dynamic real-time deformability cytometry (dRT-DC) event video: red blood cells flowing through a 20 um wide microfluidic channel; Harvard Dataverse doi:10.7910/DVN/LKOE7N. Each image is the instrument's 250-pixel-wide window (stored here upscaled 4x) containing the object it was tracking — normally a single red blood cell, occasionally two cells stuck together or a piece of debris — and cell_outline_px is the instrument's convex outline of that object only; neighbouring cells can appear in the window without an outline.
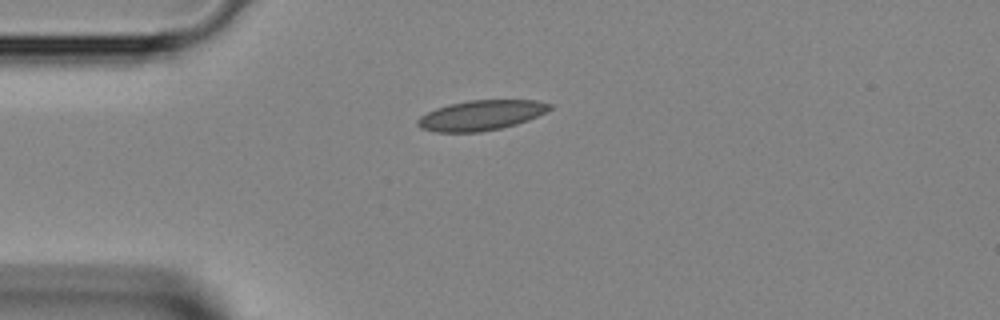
{"species": "Egyptian fruit bat (a non-hibernating species)", "species_latin": "Rousettus aegyptiacus", "temperature_condition": "room temperature", "stored_images_in_passage": 31, "camera_frame_rate_fps": 3000, "um_per_image_px": 0.085, "animal": {"sex": "female"}, "frame": {"image": 1, "passage_image": 2, "time_ms": 0.333, "image_size_px": [1000, 320], "cell_outline_px": [[552, 108], [528, 120], [516, 124], [500, 128], [480, 132], [436, 132], [420, 128], [416, 124], [416, 120], [420, 116], [436, 108], [448, 104], [468, 100], [536, 100], [552, 104]], "centroid_in_image_um": [40.85, 9.8], "position_along_channel_um": 44.1, "area_um2": 23.12}}
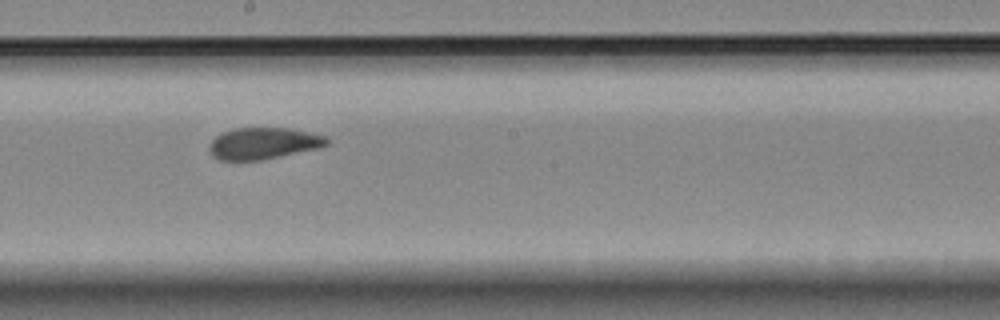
{"frame": {"image": 2, "passage_image": 15, "time_ms": 4.667, "image_size_px": [1000, 320], "cell_outline_px": [[328, 144], [320, 148], [260, 160], [220, 160], [212, 156], [208, 148], [208, 144], [216, 136], [224, 132], [236, 128], [288, 128], [328, 136]], "centroid_in_image_um": [22.39, 12.19], "position_along_channel_um": 225.8, "area_um2": 21.62}}
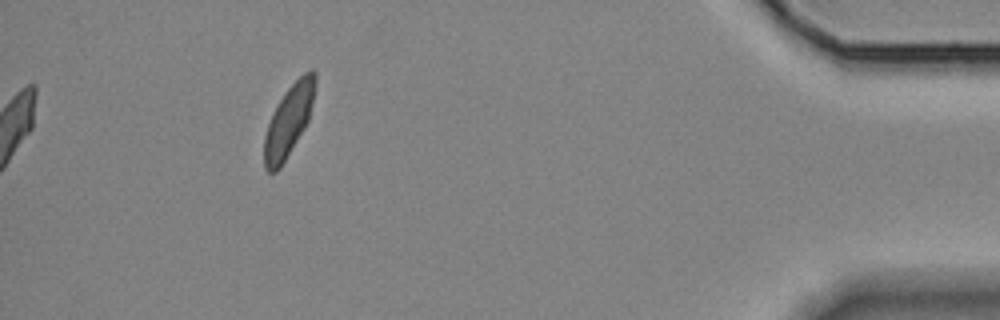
{"frame": {"image": 3, "passage_image": 31, "time_ms": 10.0, "image_size_px": [1000, 320], "cell_outline_px": [[316, 88], [308, 120], [304, 128], [280, 168], [276, 172], [268, 172], [264, 168], [264, 136], [272, 112], [276, 104], [288, 88], [304, 72], [312, 68], [316, 72]], "centroid_in_image_um": [24.54, 10.23], "position_along_channel_um": 410.7, "area_um2": 21.1}}